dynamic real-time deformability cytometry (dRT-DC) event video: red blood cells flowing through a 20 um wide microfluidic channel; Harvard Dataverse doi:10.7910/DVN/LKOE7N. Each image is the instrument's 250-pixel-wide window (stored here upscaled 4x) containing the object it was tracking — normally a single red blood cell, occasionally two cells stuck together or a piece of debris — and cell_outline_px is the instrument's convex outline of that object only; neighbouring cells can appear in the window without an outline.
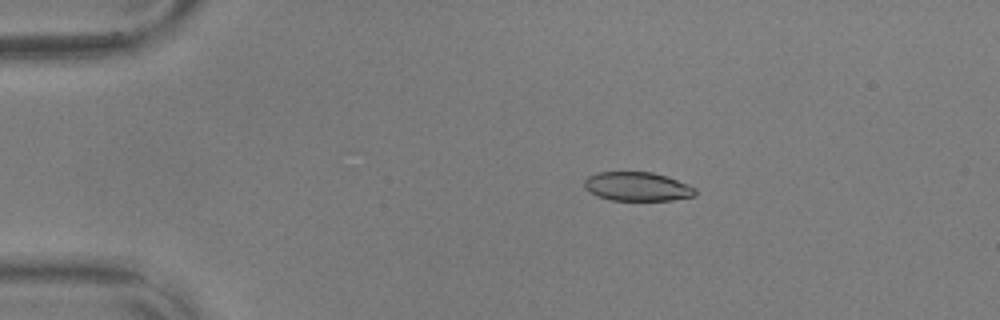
{"species": "common noctule bat (a hibernating species)", "species_latin": "Nyctalus noctula", "temperature_condition": "warm", "stored_images_in_passage": 47, "camera_frame_rate_fps": 3000, "um_per_image_px": 0.085, "animal": {"sex": "male", "body_mass_g": 17.9, "forearm_length_mm": 54.2}, "frame": {"image": 1, "passage_image": 2, "time_ms": 0.333, "image_size_px": [1000, 320], "cell_outline_px": [[696, 196], [672, 200], [612, 200], [596, 196], [588, 192], [584, 188], [584, 180], [588, 176], [596, 172], [652, 172], [688, 184], [696, 188]], "centroid_in_image_um": [54.13, 15.86], "position_along_channel_um": 30.9, "area_um2": 18.79}}
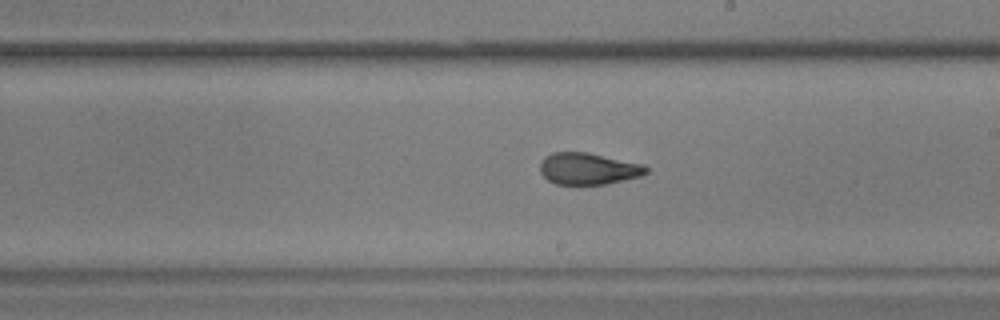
{"frame": {"image": 2, "passage_image": 24, "time_ms": 7.667, "image_size_px": [1000, 320], "cell_outline_px": [[648, 172], [640, 176], [608, 184], [556, 184], [548, 180], [540, 172], [540, 160], [544, 156], [552, 152], [588, 152], [644, 164], [648, 168]], "centroid_in_image_um": [49.99, 14.33], "position_along_channel_um": 239.0, "area_um2": 19.77}}
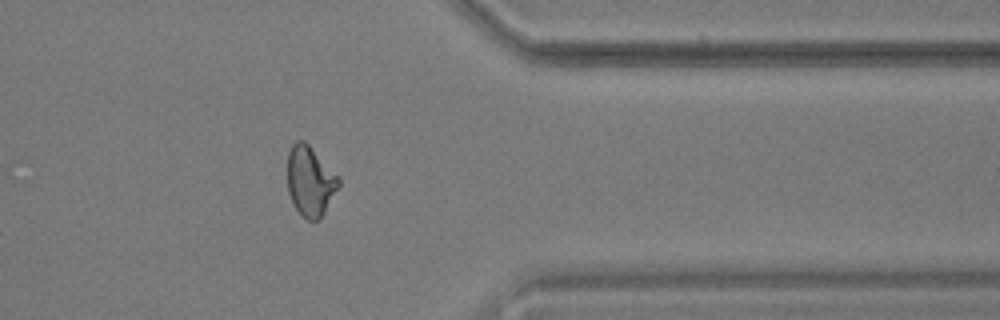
{"frame": {"image": 3, "passage_image": 37, "time_ms": 12.0, "image_size_px": [1000, 320], "cell_outline_px": [[340, 184], [320, 220], [308, 220], [300, 216], [288, 192], [288, 152], [292, 144], [296, 140], [304, 140], [340, 176]], "centroid_in_image_um": [26.37, 15.39], "position_along_channel_um": 385.0, "area_um2": 20.98}, "authors_computed_cell_mechanics": {"area_um2": 20.23, "velocity_mm_per_s": 3.611, "shape_relaxation_time_tau1_ms": 9.3323, "shape_relaxation_time_tau2_ms": 1.5603, "deformation_change_tau1": 0.2387, "deformation_change_tau2": 0.0781}}